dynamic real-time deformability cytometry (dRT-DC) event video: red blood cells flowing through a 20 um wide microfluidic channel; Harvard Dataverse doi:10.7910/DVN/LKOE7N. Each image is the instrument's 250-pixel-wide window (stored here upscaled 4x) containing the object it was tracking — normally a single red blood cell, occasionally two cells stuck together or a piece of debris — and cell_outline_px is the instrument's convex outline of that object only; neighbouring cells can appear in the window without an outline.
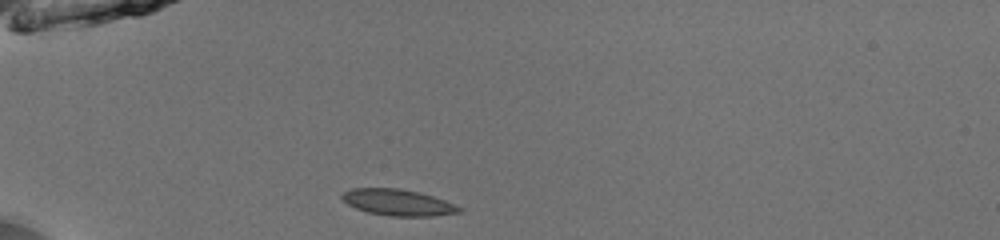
{"species": "common noctule bat (a hibernating species)", "species_latin": "Nyctalus noctula", "temperature_condition": "room temperature", "stored_images_in_passage": 36, "camera_frame_rate_fps": 3000, "um_per_image_px": 0.085, "animal": {"sex": "male", "body_mass_g": 13.0, "forearm_length_mm": 53.1}, "frame": {"image": 1, "passage_image": 1, "time_ms": 0.0, "image_size_px": [1000, 240], "cell_outline_px": [[464, 208], [460, 212], [432, 216], [392, 216], [368, 212], [356, 208], [348, 204], [340, 196], [344, 192], [352, 188], [396, 188], [420, 192], [444, 200]], "centroid_in_image_um": [33.84, 17.2], "position_along_channel_um": 51.2, "area_um2": 17.8}}
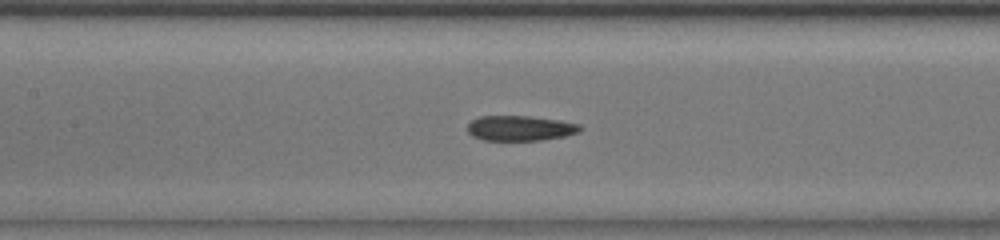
{"frame": {"image": 2, "passage_image": 11, "time_ms": 3.333, "image_size_px": [1000, 240], "cell_outline_px": [[580, 132], [564, 136], [540, 140], [484, 140], [472, 136], [468, 132], [468, 124], [472, 120], [480, 116], [528, 116], [560, 120], [580, 124]], "centroid_in_image_um": [44.2, 10.89], "position_along_channel_um": 163.2, "area_um2": 16.42}}
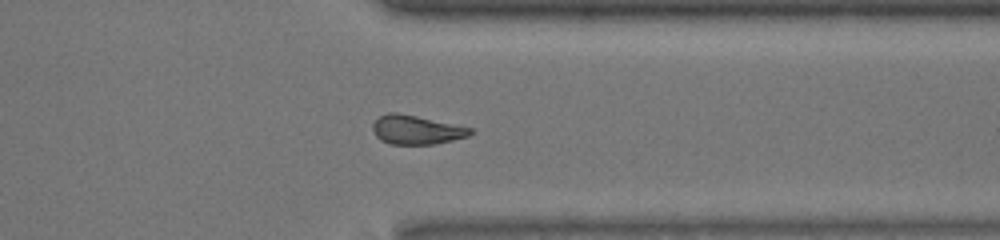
{"frame": {"image": 3, "passage_image": 27, "time_ms": 8.667, "image_size_px": [1000, 240], "cell_outline_px": [[472, 132], [468, 136], [436, 144], [392, 144], [380, 140], [376, 136], [372, 128], [372, 124], [380, 116], [388, 112], [396, 112], [416, 116], [472, 128]], "centroid_in_image_um": [35.36, 11.04], "position_along_channel_um": 376.0, "area_um2": 16.3}, "authors_computed_cell_mechanics": {"area_um2": 16.6464, "velocity_mm_per_s": 3.9991, "shape_relaxation_time_tau1_ms": null, "shape_relaxation_time_tau2_ms": 6.7464, "deformation_change_tau1": null, "deformation_change_tau2": 0.0932}}